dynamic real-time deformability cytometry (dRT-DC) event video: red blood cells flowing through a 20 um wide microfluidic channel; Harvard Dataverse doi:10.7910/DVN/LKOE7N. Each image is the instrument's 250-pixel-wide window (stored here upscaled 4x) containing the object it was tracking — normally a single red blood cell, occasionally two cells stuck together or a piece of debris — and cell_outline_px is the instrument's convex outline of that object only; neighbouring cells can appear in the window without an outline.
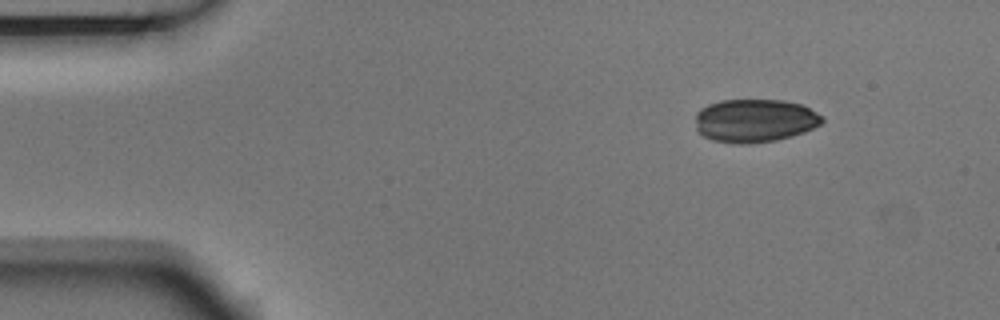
{"species": "Egyptian fruit bat (a non-hibernating species)", "species_latin": "Rousettus aegyptiacus", "temperature_condition": "room temperature", "stored_images_in_passage": 4, "camera_frame_rate_fps": 3000, "um_per_image_px": 0.085, "animal": {"sex": "male"}, "frame": {"image": 1, "passage_image": 1, "time_ms": 0.0, "image_size_px": [1000, 320], "cell_outline_px": [[824, 120], [820, 124], [804, 132], [792, 136], [776, 140], [748, 144], [732, 144], [712, 140], [704, 136], [696, 128], [696, 112], [700, 108], [708, 104], [720, 100], [784, 100], [800, 104], [824, 116]], "centroid_in_image_um": [64.14, 10.25], "position_along_channel_um": 20.9, "area_um2": 32.14}}